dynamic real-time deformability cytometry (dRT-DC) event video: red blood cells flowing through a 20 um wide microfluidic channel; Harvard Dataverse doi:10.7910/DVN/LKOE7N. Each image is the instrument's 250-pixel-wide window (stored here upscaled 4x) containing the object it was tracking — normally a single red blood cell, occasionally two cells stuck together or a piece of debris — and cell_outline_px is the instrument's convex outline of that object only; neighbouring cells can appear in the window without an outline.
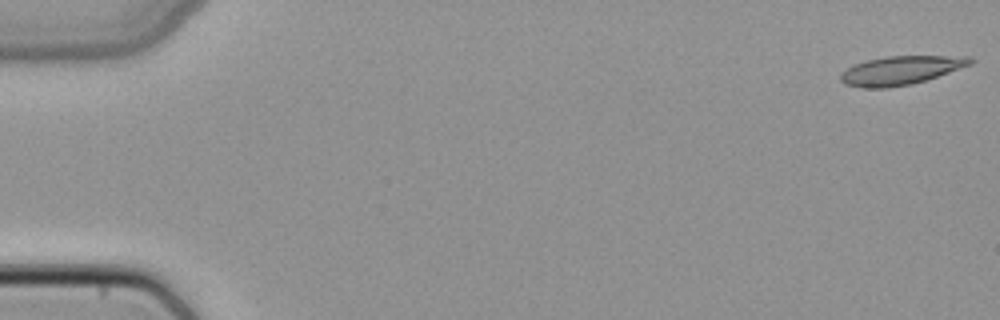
{"species": "common noctule bat (a hibernating species)", "species_latin": "Nyctalus noctula", "temperature_condition": "cold", "stored_images_in_passage": 49, "camera_frame_rate_fps": 3000, "um_per_image_px": 0.085, "animal": {"sex": "female", "body_mass_g": 22.7, "forearm_length_mm": 54.2}, "frame": {"image": 1, "passage_image": 1, "time_ms": 0.0, "image_size_px": [1000, 320], "cell_outline_px": [[976, 60], [972, 64], [912, 84], [888, 88], [864, 88], [844, 84], [840, 80], [840, 72], [852, 64], [868, 60], [888, 56], [972, 56]], "centroid_in_image_um": [76.53, 5.98], "position_along_channel_um": 8.5, "area_um2": 21.73}}
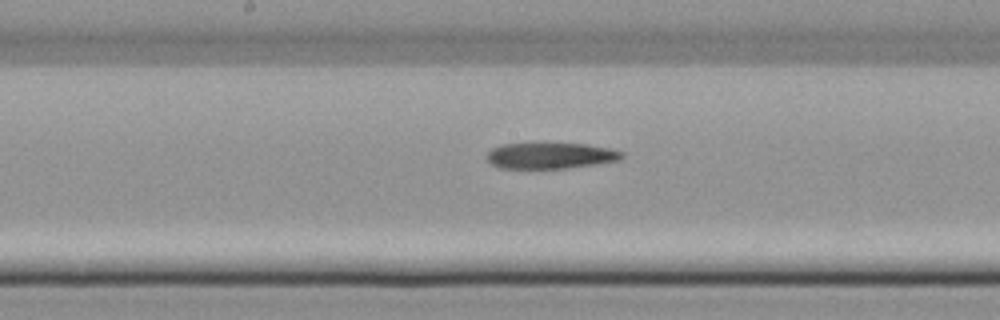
{"frame": {"image": 2, "passage_image": 26, "time_ms": 8.333, "image_size_px": [1000, 320], "cell_outline_px": [[624, 156], [620, 160], [596, 164], [568, 168], [500, 168], [492, 164], [484, 156], [492, 148], [500, 144], [588, 144], [608, 148], [624, 152]], "centroid_in_image_um": [46.79, 13.23], "position_along_channel_um": 201.4, "area_um2": 20.4}}
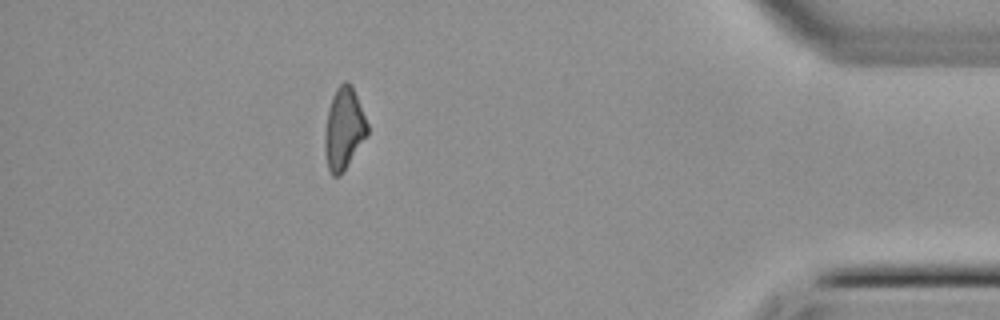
{"frame": {"image": 3, "passage_image": 44, "time_ms": 14.333, "image_size_px": [1000, 320], "cell_outline_px": [[368, 136], [344, 168], [336, 176], [332, 176], [328, 168], [324, 152], [324, 132], [328, 108], [332, 96], [336, 88], [344, 80], [352, 84], [368, 124]], "centroid_in_image_um": [29.22, 10.89], "position_along_channel_um": 406.0, "area_um2": 20.29}}